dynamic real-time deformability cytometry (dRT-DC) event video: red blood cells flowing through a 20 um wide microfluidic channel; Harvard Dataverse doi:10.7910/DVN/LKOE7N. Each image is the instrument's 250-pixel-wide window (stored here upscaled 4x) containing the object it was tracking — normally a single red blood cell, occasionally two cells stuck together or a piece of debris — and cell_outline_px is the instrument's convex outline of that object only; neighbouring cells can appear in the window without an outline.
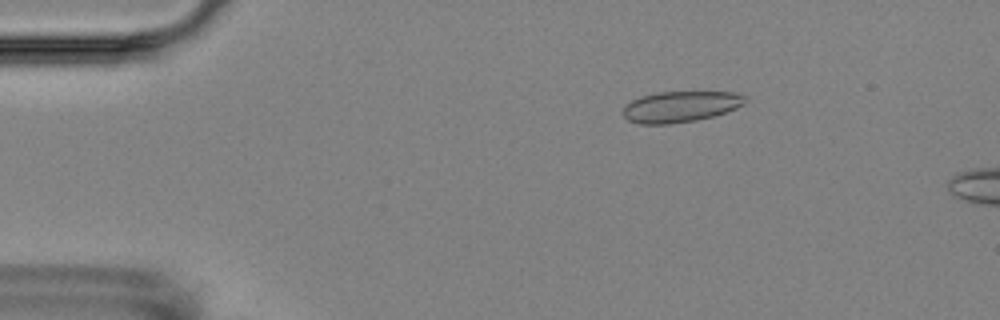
{"species": "Egyptian fruit bat (a non-hibernating species)", "species_latin": "Rousettus aegyptiacus", "temperature_condition": "room temperature", "stored_images_in_passage": 6, "camera_frame_rate_fps": 3000, "um_per_image_px": 0.085, "animal": {"sex": "female"}, "frame": {"image": 1, "passage_image": 3, "time_ms": 2.333, "image_size_px": [1000, 320], "cell_outline_px": [[748, 100], [744, 104], [736, 108], [712, 116], [696, 120], [668, 124], [640, 124], [628, 120], [620, 112], [624, 104], [640, 96], [656, 92], [732, 92], [748, 96]], "centroid_in_image_um": [57.8, 9.06], "position_along_channel_um": 27.2, "area_um2": 22.25}}